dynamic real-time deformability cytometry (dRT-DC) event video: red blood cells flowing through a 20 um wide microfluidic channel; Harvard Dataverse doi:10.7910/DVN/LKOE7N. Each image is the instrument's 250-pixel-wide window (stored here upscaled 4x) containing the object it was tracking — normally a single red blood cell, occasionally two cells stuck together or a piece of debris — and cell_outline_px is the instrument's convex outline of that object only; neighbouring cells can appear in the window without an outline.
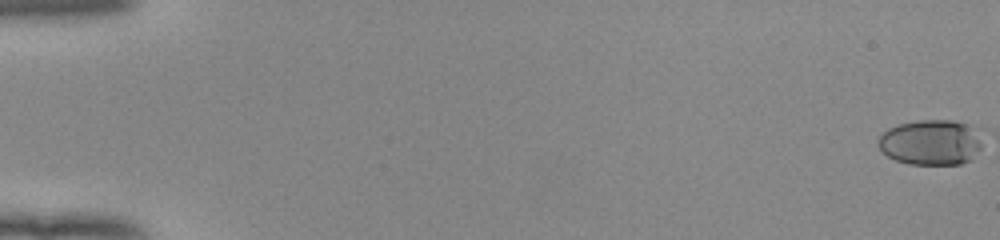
{"species": "human", "species_latin": "Homo sapiens", "temperature_condition": "room temperature", "stored_images_in_passage": 55, "camera_frame_rate_fps": 3000, "um_per_image_px": 0.085, "donor": {"sex": "female"}, "frame": {"image": 1, "passage_image": 1, "time_ms": 0.0, "image_size_px": [1000, 240], "cell_outline_px": [[980, 148], [972, 160], [960, 164], [908, 164], [896, 160], [888, 156], [876, 144], [876, 140], [888, 128], [900, 124], [920, 120], [952, 120], [968, 124], [980, 144]], "centroid_in_image_um": [79.05, 12.11], "position_along_channel_um": 5.9, "area_um2": 27.11}}
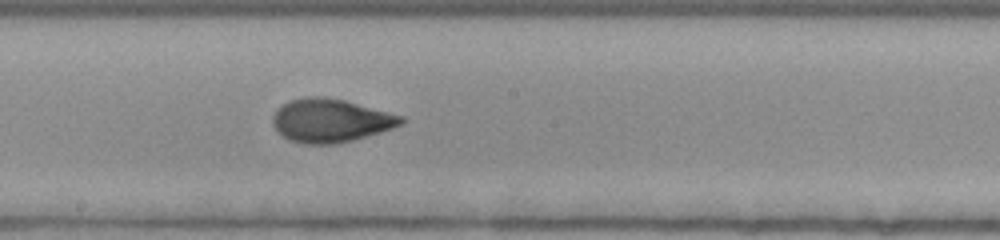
{"frame": {"image": 2, "passage_image": 32, "time_ms": 10.333, "image_size_px": [1000, 240], "cell_outline_px": [[404, 120], [400, 124], [392, 128], [380, 132], [352, 140], [336, 144], [304, 144], [288, 140], [276, 132], [272, 124], [272, 116], [276, 108], [288, 100], [308, 96], [324, 96], [344, 100], [404, 116]], "centroid_in_image_um": [28.02, 10.24], "position_along_channel_um": 220.2, "area_um2": 32.71}}
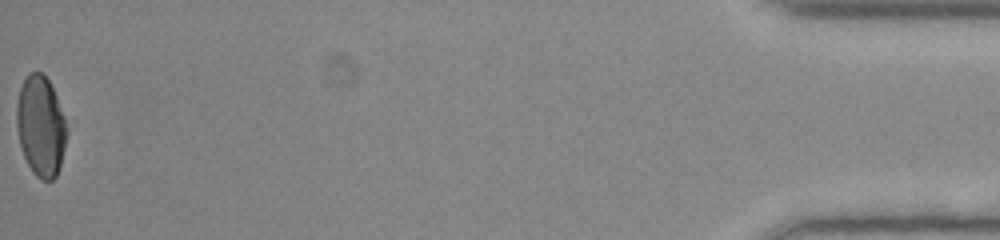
{"frame": {"image": 3, "passage_image": 55, "time_ms": 18.0, "image_size_px": [1000, 240], "cell_outline_px": [[68, 132], [60, 168], [56, 176], [52, 180], [40, 180], [32, 172], [24, 156], [20, 144], [16, 124], [16, 104], [20, 88], [28, 72], [40, 72], [48, 80], [56, 96], [64, 116]], "centroid_in_image_um": [3.46, 10.74], "position_along_channel_um": 431.7, "area_um2": 29.42}, "authors_computed_cell_mechanics": {"area_um2": 30.9808, "velocity_mm_per_s": 3.9489, "shape_relaxation_time_tau1_ms": 5.5956, "shape_relaxation_time_tau2_ms": 1.0883, "deformation_change_tau1": 0.1966, "deformation_change_tau2": 0.0588}}